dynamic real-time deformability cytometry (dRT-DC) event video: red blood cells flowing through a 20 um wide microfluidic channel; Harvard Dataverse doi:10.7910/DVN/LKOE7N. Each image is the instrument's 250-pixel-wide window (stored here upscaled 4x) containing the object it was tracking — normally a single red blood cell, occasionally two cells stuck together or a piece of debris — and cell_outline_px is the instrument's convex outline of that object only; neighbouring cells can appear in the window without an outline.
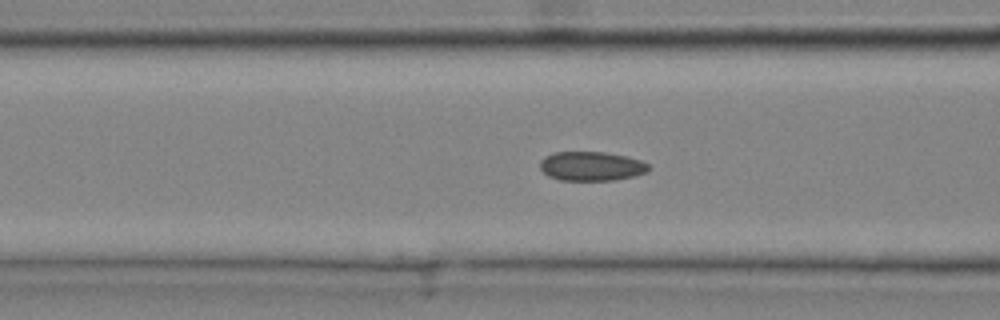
{"species": "common noctule bat (a hibernating species)", "species_latin": "Nyctalus noctula", "temperature_condition": "cold", "stored_images_in_passage": 23, "camera_frame_rate_fps": 3000, "um_per_image_px": 0.085, "animal": {"sex": "male", "body_mass_g": 20.4}, "frame": {"image": 1, "passage_image": 4, "time_ms": 1.0, "image_size_px": [1000, 320], "cell_outline_px": [[648, 172], [636, 176], [616, 180], [560, 180], [548, 176], [540, 168], [540, 160], [544, 156], [556, 152], [604, 152], [628, 156], [640, 160], [648, 164]], "centroid_in_image_um": [50.28, 14.13], "position_along_channel_um": 116.3, "area_um2": 18.61}}
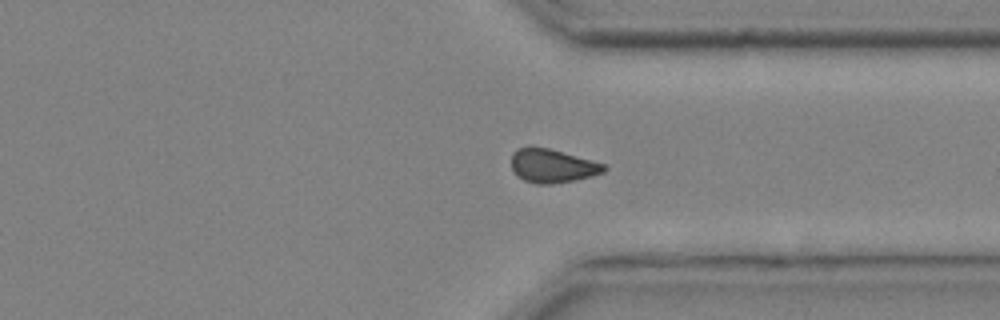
{"frame": {"image": 2, "passage_image": 20, "time_ms": 6.333, "image_size_px": [1000, 320], "cell_outline_px": [[608, 168], [604, 172], [592, 176], [576, 180], [552, 184], [536, 184], [524, 180], [516, 176], [512, 172], [512, 152], [516, 148], [528, 144], [548, 148], [592, 160], [604, 164]], "centroid_in_image_um": [46.9, 14.08], "position_along_channel_um": 364.5, "area_um2": 18.61}}